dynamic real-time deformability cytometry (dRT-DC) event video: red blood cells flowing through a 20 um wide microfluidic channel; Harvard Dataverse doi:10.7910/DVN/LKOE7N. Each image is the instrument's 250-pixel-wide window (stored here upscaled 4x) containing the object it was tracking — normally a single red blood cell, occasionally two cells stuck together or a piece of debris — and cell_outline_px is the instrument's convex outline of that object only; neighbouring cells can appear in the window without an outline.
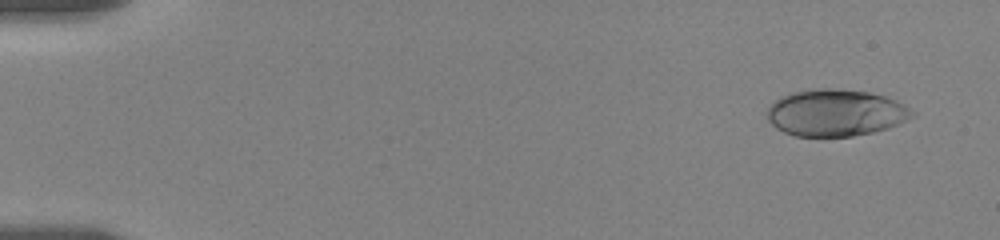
{"species": "human", "species_latin": "Homo sapiens", "temperature_condition": "room temperature", "stored_images_in_passage": 58, "camera_frame_rate_fps": 3000, "um_per_image_px": 0.085, "donor": {"sex": "female"}, "frame": {"image": 1, "passage_image": 4, "time_ms": 1.0, "image_size_px": [1000, 240], "cell_outline_px": [[916, 116], [888, 128], [872, 132], [852, 136], [796, 136], [784, 132], [776, 128], [764, 116], [768, 108], [780, 96], [792, 92], [812, 88], [832, 88], [868, 92], [884, 96], [896, 100], [904, 104], [916, 112]], "centroid_in_image_um": [71.02, 9.58], "position_along_channel_um": 14.0, "area_um2": 39.82}}
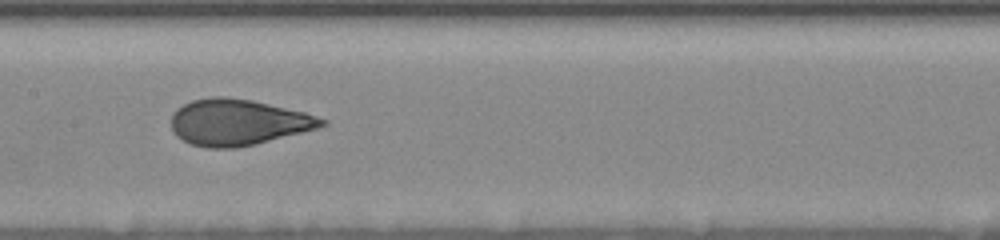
{"frame": {"image": 2, "passage_image": 30, "time_ms": 9.667, "image_size_px": [1000, 240], "cell_outline_px": [[328, 124], [316, 128], [256, 144], [236, 148], [208, 148], [192, 144], [176, 136], [172, 132], [172, 112], [176, 108], [192, 100], [212, 96], [228, 96], [252, 100], [304, 112], [328, 120]], "centroid_in_image_um": [20.2, 10.38], "position_along_channel_um": 187.2, "area_um2": 40.46}}
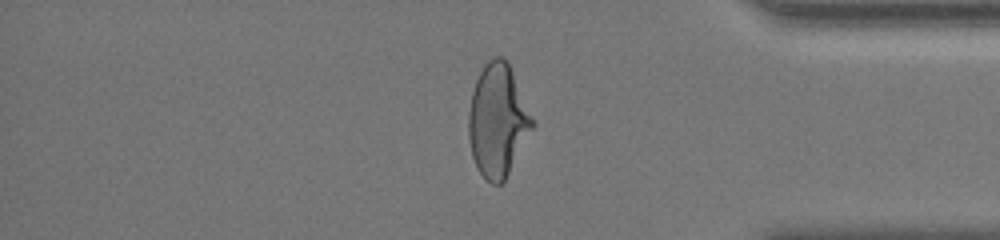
{"frame": {"image": 3, "passage_image": 49, "time_ms": 16.0, "image_size_px": [1000, 240], "cell_outline_px": [[536, 124], [504, 180], [500, 184], [492, 184], [476, 168], [472, 156], [468, 136], [468, 112], [472, 92], [476, 80], [484, 64], [488, 60], [496, 56], [504, 56], [508, 60], [536, 120]], "centroid_in_image_um": [42.33, 10.19], "position_along_channel_um": 392.9, "area_um2": 42.43}, "authors_computed_cell_mechanics": {"area_um2": 40.1421, "velocity_mm_per_s": 3.5142, "shape_relaxation_time_tau1_ms": 5.1728, "shape_relaxation_time_tau2_ms": null, "deformation_change_tau1": 0.1911, "deformation_change_tau2": null}}